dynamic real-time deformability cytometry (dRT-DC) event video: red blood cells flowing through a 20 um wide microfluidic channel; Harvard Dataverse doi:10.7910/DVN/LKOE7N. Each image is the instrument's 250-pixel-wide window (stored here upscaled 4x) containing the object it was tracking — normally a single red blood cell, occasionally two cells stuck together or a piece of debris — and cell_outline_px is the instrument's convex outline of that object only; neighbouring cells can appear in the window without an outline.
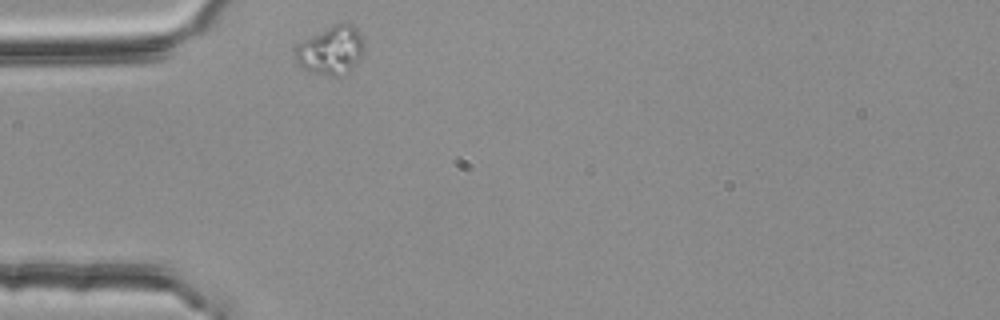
{"species": "common noctule bat (a hibernating species)", "species_latin": "Nyctalus noctula", "temperature_condition": "room temperature", "stored_images_in_passage": 34, "camera_frame_rate_fps": 3000, "um_per_image_px": 0.085, "animal": {"sex": "female", "body_mass_g": 25.1}, "frame": {"image": 1, "passage_image": 1, "time_ms": 0.0, "image_size_px": [1000, 320], "cell_outline_px": [[364, 48], [360, 56], [348, 72], [336, 76], [332, 76], [308, 72], [296, 64], [296, 48], [304, 40], [336, 24], [352, 24], [364, 36]], "centroid_in_image_um": [28.15, 4.3], "position_along_channel_um": 56.9, "area_um2": 19.07}}